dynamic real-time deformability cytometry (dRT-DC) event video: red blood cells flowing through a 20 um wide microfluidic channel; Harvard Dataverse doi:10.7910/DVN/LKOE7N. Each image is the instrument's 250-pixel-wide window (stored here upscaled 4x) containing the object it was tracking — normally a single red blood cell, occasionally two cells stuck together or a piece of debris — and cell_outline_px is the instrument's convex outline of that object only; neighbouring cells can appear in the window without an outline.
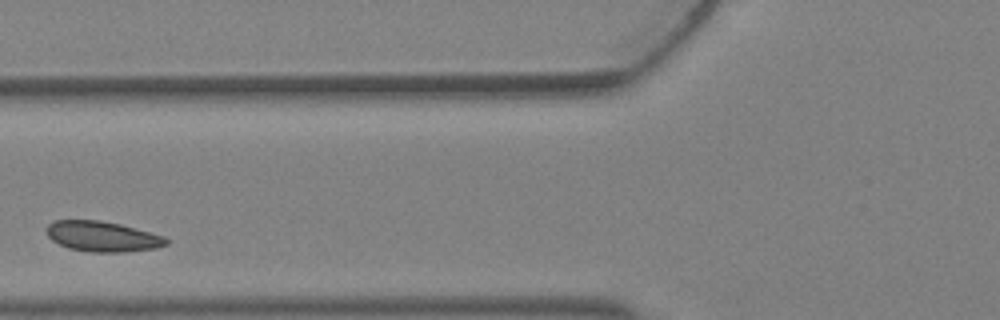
{"species": "Egyptian fruit bat (a non-hibernating species)", "species_latin": "Rousettus aegyptiacus", "temperature_condition": "warm", "stored_images_in_passage": 2, "camera_frame_rate_fps": 3000, "um_per_image_px": 0.085, "animal": {"sex": "female"}, "frame": {"image": 1, "passage_image": 2, "time_ms": 0.333, "image_size_px": [1000, 320], "cell_outline_px": [[168, 244], [156, 248], [124, 252], [92, 252], [68, 248], [52, 240], [44, 232], [48, 224], [52, 220], [100, 220], [120, 224], [164, 236], [168, 240]], "centroid_in_image_um": [8.67, 20.09], "position_along_channel_um": 117.1, "area_um2": 21.21}}